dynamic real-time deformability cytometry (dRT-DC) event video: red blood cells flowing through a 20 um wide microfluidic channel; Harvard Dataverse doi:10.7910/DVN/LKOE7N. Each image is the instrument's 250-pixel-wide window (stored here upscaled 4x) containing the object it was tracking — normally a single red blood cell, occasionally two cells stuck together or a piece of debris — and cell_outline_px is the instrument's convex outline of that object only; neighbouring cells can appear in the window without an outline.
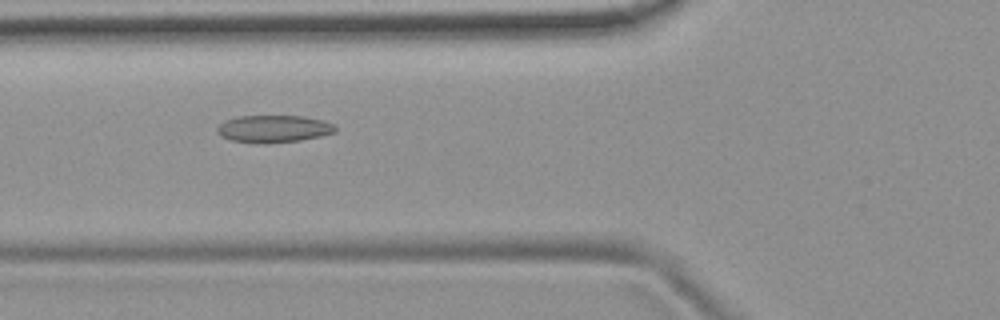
{"species": "common noctule bat (a hibernating species)", "species_latin": "Nyctalus noctula", "temperature_condition": "room temperature", "stored_images_in_passage": 41, "camera_frame_rate_fps": 3000, "um_per_image_px": 0.085, "animal": {"sex": "female", "body_mass_g": 19.9}, "frame": {"image": 1, "passage_image": 8, "time_ms": 2.333, "image_size_px": [1000, 320], "cell_outline_px": [[336, 132], [320, 136], [300, 140], [264, 144], [260, 144], [232, 140], [224, 136], [216, 128], [224, 120], [236, 116], [304, 116], [324, 120], [332, 124], [336, 128]], "centroid_in_image_um": [23.28, 10.94], "position_along_channel_um": 102.5, "area_um2": 18.73}}
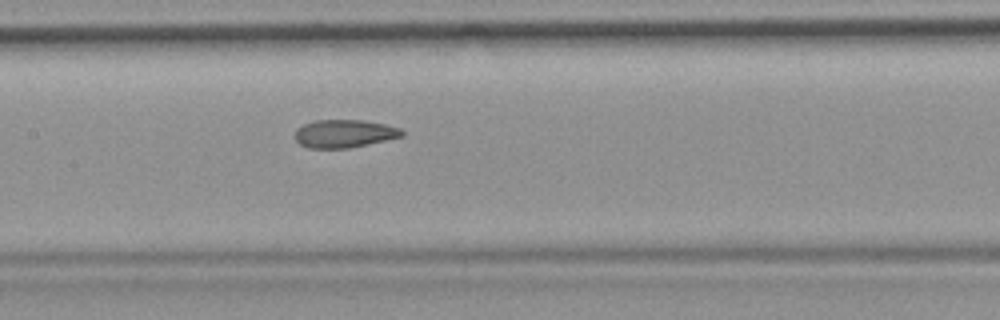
{"frame": {"image": 2, "passage_image": 14, "time_ms": 4.333, "image_size_px": [1000, 320], "cell_outline_px": [[404, 136], [348, 148], [308, 148], [300, 144], [292, 136], [296, 128], [304, 124], [316, 120], [364, 120], [384, 124], [400, 128], [404, 132]], "centroid_in_image_um": [29.22, 11.35], "position_along_channel_um": 178.2, "area_um2": 17.51}}
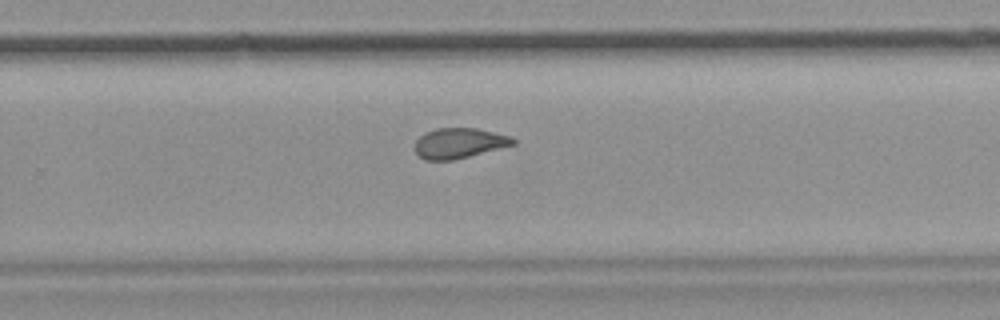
{"frame": {"image": 3, "passage_image": 23, "time_ms": 7.333, "image_size_px": [1000, 320], "cell_outline_px": [[516, 144], [452, 160], [424, 160], [416, 152], [416, 140], [424, 132], [436, 128], [476, 128], [512, 136], [516, 140]], "centroid_in_image_um": [39.04, 12.15], "position_along_channel_um": 290.8, "area_um2": 17.22}, "authors_computed_cell_mechanics": {"area_um2": 18.2648, "velocity_mm_per_s": 3.7735, "shape_relaxation_time_tau1_ms": null, "shape_relaxation_time_tau2_ms": 2.3981, "deformation_change_tau1": null, "deformation_change_tau2": 0.0825}}